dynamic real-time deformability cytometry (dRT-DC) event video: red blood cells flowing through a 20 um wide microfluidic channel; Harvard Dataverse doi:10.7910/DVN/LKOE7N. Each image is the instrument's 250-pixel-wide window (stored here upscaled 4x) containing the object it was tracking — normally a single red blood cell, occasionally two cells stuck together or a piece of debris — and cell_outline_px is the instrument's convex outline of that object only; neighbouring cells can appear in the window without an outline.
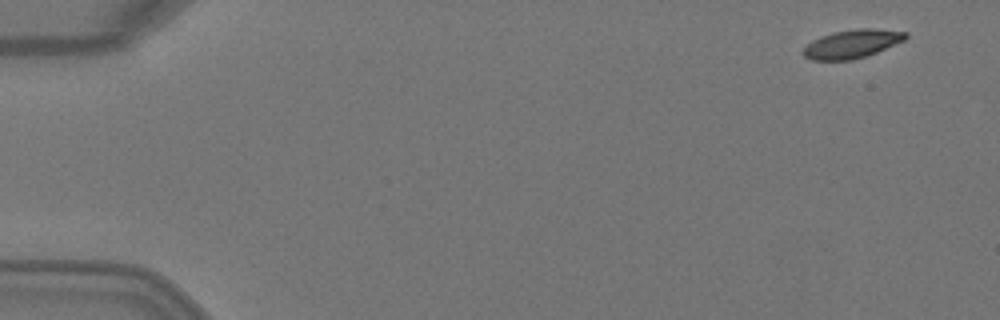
{"species": "Egyptian fruit bat (a non-hibernating species)", "species_latin": "Rousettus aegyptiacus", "temperature_condition": "warm", "stored_images_in_passage": 6, "camera_frame_rate_fps": 3000, "um_per_image_px": 0.085, "animal": {"sex": "female"}, "frame": {"image": 1, "passage_image": 1, "time_ms": 0.0, "image_size_px": [1000, 320], "cell_outline_px": [[908, 36], [904, 40], [876, 52], [852, 60], [812, 60], [804, 56], [800, 52], [812, 40], [820, 36], [836, 32], [856, 28], [872, 28], [908, 32]], "centroid_in_image_um": [72.4, 3.72], "position_along_channel_um": 12.6, "area_um2": 16.88}}
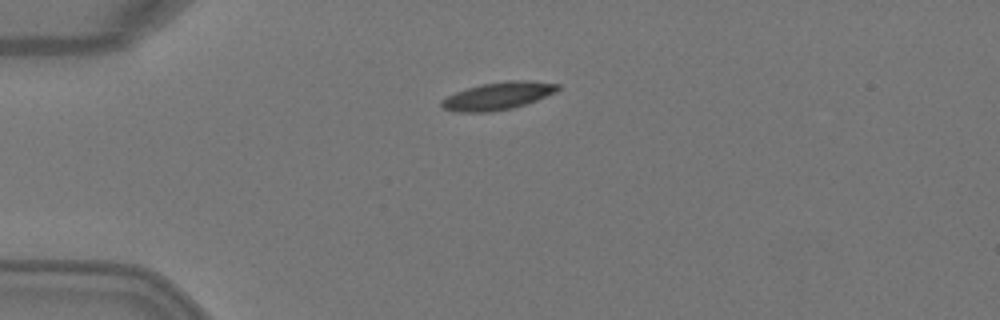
{"frame": {"image": 2, "passage_image": 4, "time_ms": 1.0, "image_size_px": [1000, 320], "cell_outline_px": [[560, 88], [556, 92], [536, 100], [512, 108], [492, 112], [460, 112], [444, 108], [440, 104], [440, 100], [456, 92], [480, 84], [508, 80], [528, 80], [560, 84]], "centroid_in_image_um": [42.34, 8.14], "position_along_channel_um": 42.7, "area_um2": 18.61}}
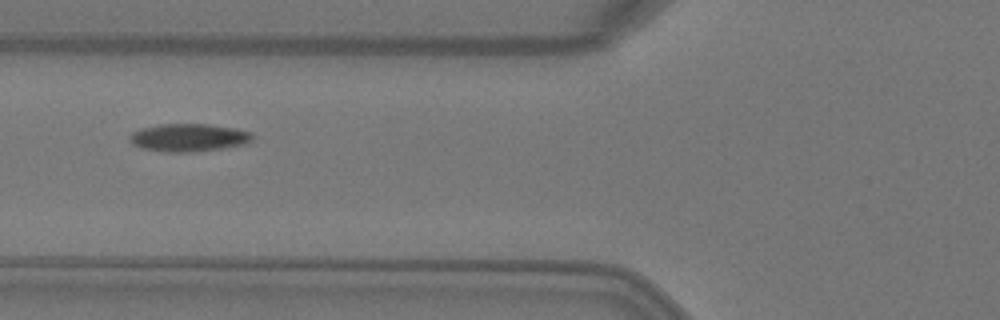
{"frame": {"image": 3, "passage_image": 6, "time_ms": 1.667, "image_size_px": [1000, 320], "cell_outline_px": [[256, 136], [252, 140], [244, 144], [220, 148], [188, 152], [168, 152], [144, 148], [132, 144], [128, 136], [132, 132], [140, 128], [160, 124], [208, 124], [236, 128], [252, 132]], "centroid_in_image_um": [16.05, 11.68], "position_along_channel_um": 109.7, "area_um2": 19.88}}